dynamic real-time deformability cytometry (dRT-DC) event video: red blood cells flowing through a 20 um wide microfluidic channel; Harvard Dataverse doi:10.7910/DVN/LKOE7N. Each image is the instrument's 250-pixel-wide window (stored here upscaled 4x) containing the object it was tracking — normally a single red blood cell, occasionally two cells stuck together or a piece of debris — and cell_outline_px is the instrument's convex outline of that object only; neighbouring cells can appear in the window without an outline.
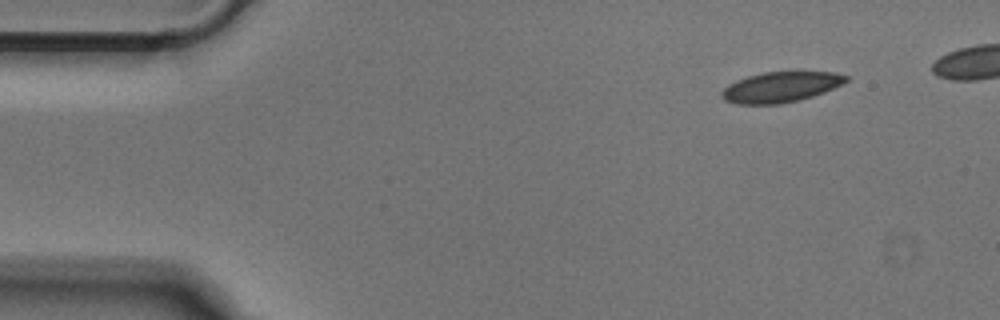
{"species": "Egyptian fruit bat (a non-hibernating species)", "species_latin": "Rousettus aegyptiacus", "temperature_condition": "cold", "stored_images_in_passage": 42, "camera_frame_rate_fps": 3000, "um_per_image_px": 0.085, "animal": {"sex": "male"}, "frame": {"image": 1, "passage_image": 1, "time_ms": 0.0, "image_size_px": [1000, 320], "cell_outline_px": [[848, 80], [824, 92], [800, 100], [780, 104], [736, 104], [724, 100], [720, 96], [720, 92], [728, 84], [736, 80], [748, 76], [764, 72], [836, 72], [848, 76]], "centroid_in_image_um": [66.31, 7.4], "position_along_channel_um": 18.7, "area_um2": 22.02}}
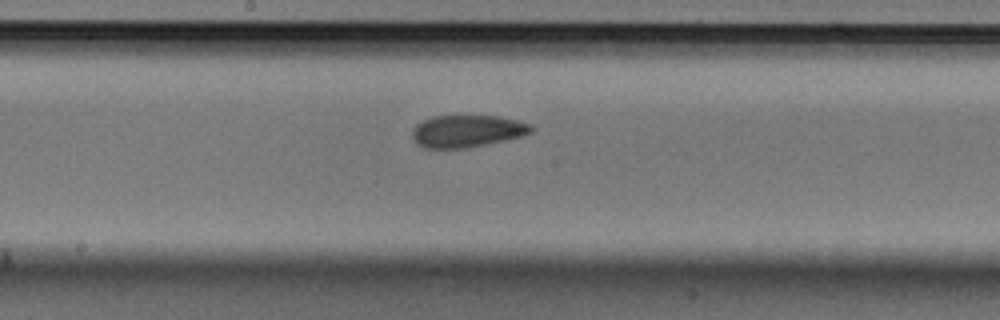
{"frame": {"image": 2, "passage_image": 22, "time_ms": 7.0, "image_size_px": [1000, 320], "cell_outline_px": [[532, 132], [524, 136], [468, 148], [424, 148], [416, 144], [412, 136], [412, 132], [416, 124], [432, 116], [496, 116], [516, 120], [532, 124]], "centroid_in_image_um": [39.7, 11.15], "position_along_channel_um": 208.5, "area_um2": 22.37}}
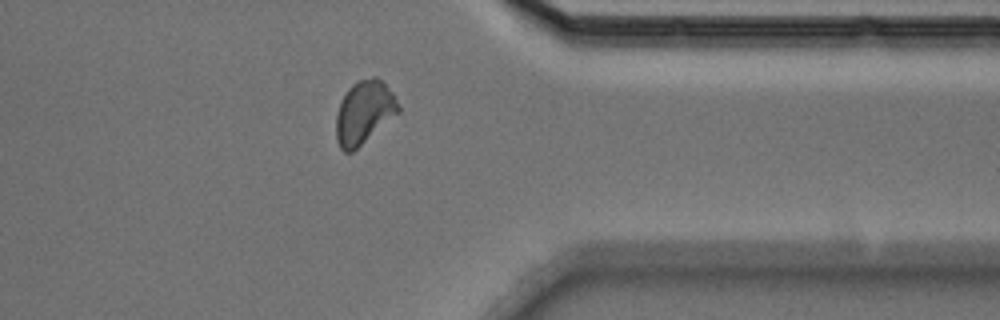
{"frame": {"image": 3, "passage_image": 36, "time_ms": 11.667, "image_size_px": [1000, 320], "cell_outline_px": [[400, 112], [352, 152], [344, 152], [340, 148], [336, 140], [336, 116], [340, 104], [348, 88], [352, 84], [360, 80], [372, 76], [376, 76], [392, 92], [400, 108]], "centroid_in_image_um": [30.94, 9.56], "position_along_channel_um": 380.5, "area_um2": 22.66}}